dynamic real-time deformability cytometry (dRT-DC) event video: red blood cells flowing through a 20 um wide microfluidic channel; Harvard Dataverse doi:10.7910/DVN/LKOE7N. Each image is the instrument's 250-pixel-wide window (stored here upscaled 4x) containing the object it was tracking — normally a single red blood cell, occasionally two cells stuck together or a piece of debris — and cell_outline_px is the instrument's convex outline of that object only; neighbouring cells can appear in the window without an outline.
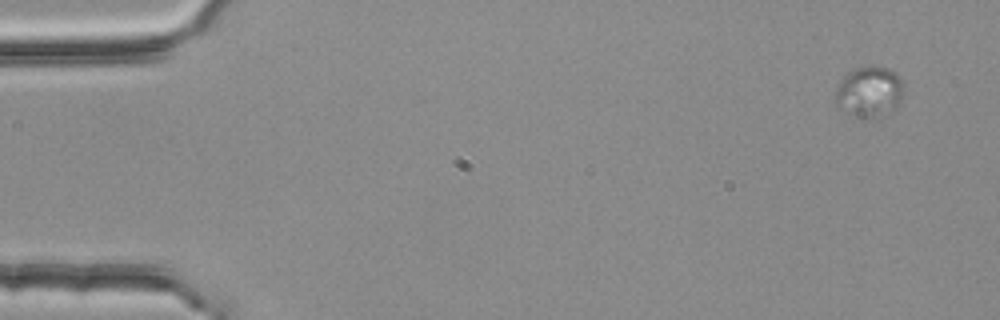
{"species": "common noctule bat (a hibernating species)", "species_latin": "Nyctalus noctula", "temperature_condition": "room temperature", "stored_images_in_passage": 4, "camera_frame_rate_fps": 3000, "um_per_image_px": 0.085, "animal": {"sex": "female", "body_mass_g": 25.1}, "frame": {"image": 1, "passage_image": 1, "time_ms": 0.0, "image_size_px": [1000, 320], "cell_outline_px": [[904, 92], [900, 100], [892, 112], [888, 116], [864, 120], [836, 104], [836, 88], [840, 80], [852, 68], [888, 68], [896, 72], [904, 80]], "centroid_in_image_um": [73.95, 7.83], "position_along_channel_um": 11.0, "area_um2": 20.35}}
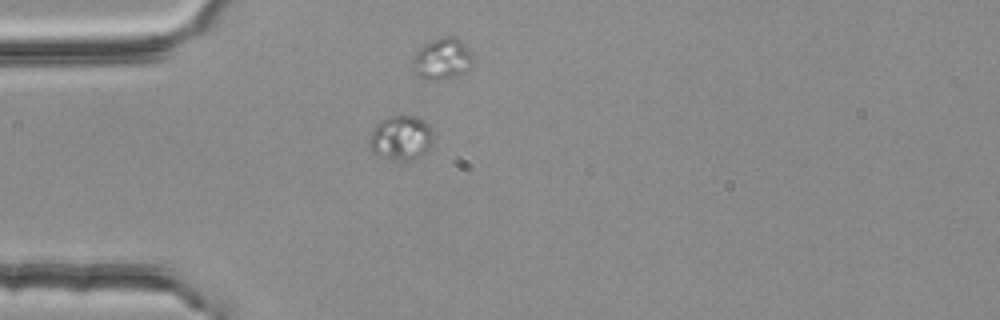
{"frame": {"image": 2, "passage_image": 4, "time_ms": 1.0, "image_size_px": [1000, 320], "cell_outline_px": [[432, 144], [428, 152], [408, 160], [392, 160], [372, 152], [368, 144], [368, 140], [376, 124], [388, 116], [416, 116], [424, 120], [432, 128]], "centroid_in_image_um": [34.09, 11.71], "position_along_channel_um": 50.9, "area_um2": 16.65}}